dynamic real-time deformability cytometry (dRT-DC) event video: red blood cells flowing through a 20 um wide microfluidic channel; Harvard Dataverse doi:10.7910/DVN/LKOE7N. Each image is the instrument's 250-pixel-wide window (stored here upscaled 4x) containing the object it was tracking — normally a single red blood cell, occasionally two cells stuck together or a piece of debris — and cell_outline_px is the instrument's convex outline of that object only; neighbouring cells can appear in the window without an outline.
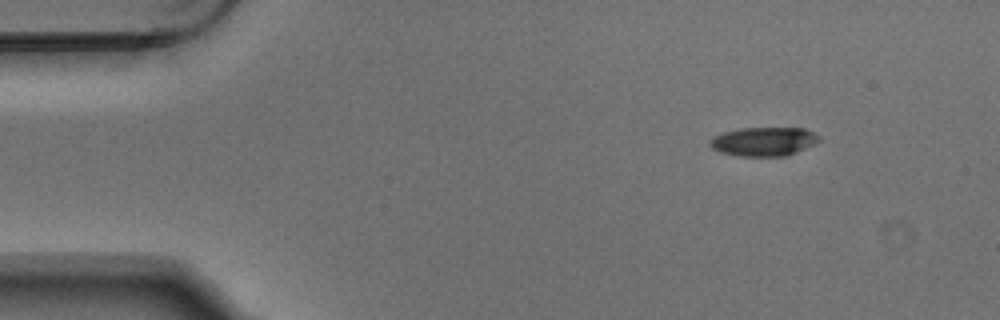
{"species": "Egyptian fruit bat (a non-hibernating species)", "species_latin": "Rousettus aegyptiacus", "temperature_condition": "warm", "stored_images_in_passage": 7, "camera_frame_rate_fps": 3000, "um_per_image_px": 0.085, "animal": {"sex": "male"}, "frame": {"image": 1, "passage_image": 1, "time_ms": 0.0, "image_size_px": [1000, 320], "cell_outline_px": [[820, 140], [796, 152], [784, 156], [736, 156], [720, 152], [712, 148], [708, 144], [708, 140], [712, 136], [724, 132], [740, 128], [804, 128], [820, 136]], "centroid_in_image_um": [64.85, 12.03], "position_along_channel_um": 20.1, "area_um2": 18.38}}
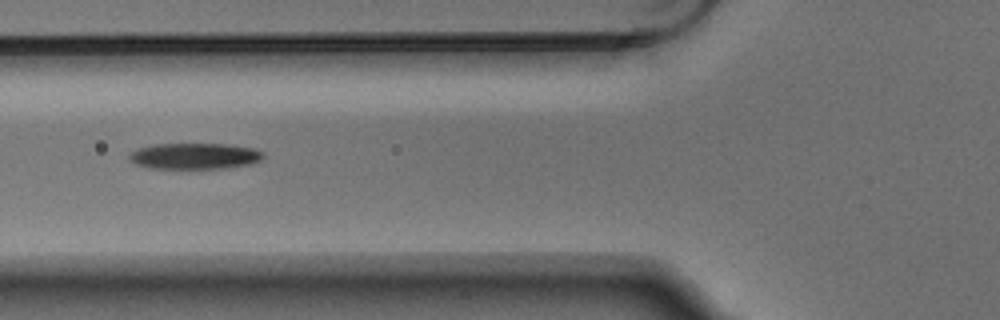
{"frame": {"image": 2, "passage_image": 5, "time_ms": 1.333, "image_size_px": [1000, 320], "cell_outline_px": [[264, 156], [260, 160], [252, 164], [224, 168], [148, 168], [136, 164], [128, 160], [128, 152], [136, 148], [152, 144], [228, 144], [256, 148], [264, 152]], "centroid_in_image_um": [16.52, 13.25], "position_along_channel_um": 109.3, "area_um2": 20.69}}
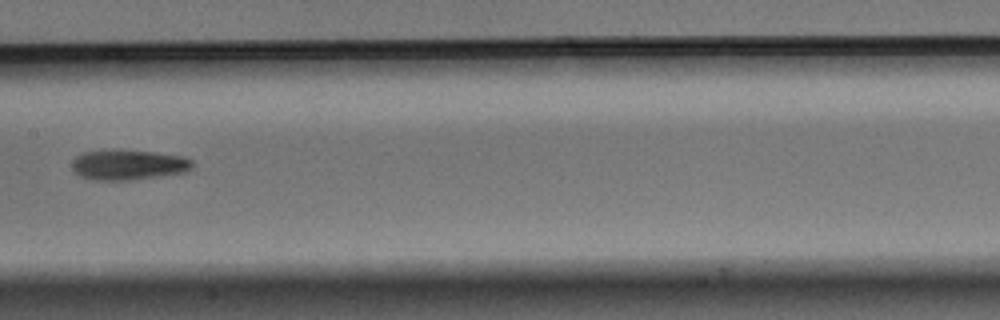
{"frame": {"image": 3, "passage_image": 7, "time_ms": 2.0, "image_size_px": [1000, 320], "cell_outline_px": [[196, 164], [192, 168], [184, 172], [128, 180], [92, 180], [80, 176], [72, 168], [72, 164], [76, 156], [84, 152], [152, 152], [180, 156], [192, 160]], "centroid_in_image_um": [10.93, 14.04], "position_along_channel_um": 196.5, "area_um2": 20.29}}